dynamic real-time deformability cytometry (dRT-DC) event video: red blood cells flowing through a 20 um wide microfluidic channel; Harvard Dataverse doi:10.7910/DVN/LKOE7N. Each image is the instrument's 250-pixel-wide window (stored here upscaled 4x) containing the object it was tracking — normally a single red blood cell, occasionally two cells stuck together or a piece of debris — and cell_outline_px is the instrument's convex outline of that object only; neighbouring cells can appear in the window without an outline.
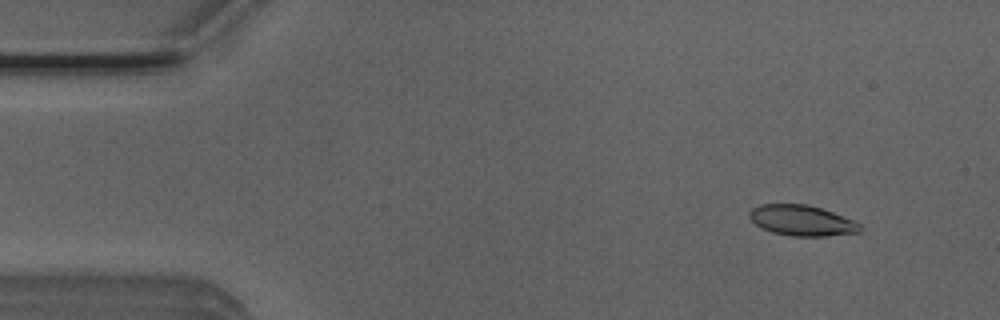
{"species": "Egyptian fruit bat (a non-hibernating species)", "species_latin": "Rousettus aegyptiacus", "temperature_condition": "room temperature", "stored_images_in_passage": 30, "camera_frame_rate_fps": 3000, "um_per_image_px": 0.085, "animal": {"sex": "male"}, "frame": {"image": 1, "passage_image": 5, "time_ms": 1.333, "image_size_px": [1000, 320], "cell_outline_px": [[864, 228], [860, 232], [824, 236], [792, 236], [772, 232], [756, 224], [748, 216], [748, 212], [752, 208], [760, 204], [808, 204], [832, 212], [852, 220], [860, 224]], "centroid_in_image_um": [68.15, 18.74], "position_along_channel_um": 16.8, "area_um2": 19.59}}
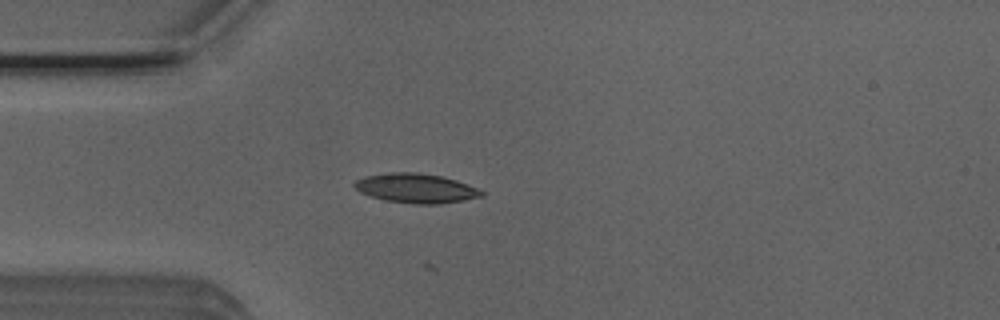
{"frame": {"image": 2, "passage_image": 14, "time_ms": 4.333, "image_size_px": [1000, 320], "cell_outline_px": [[484, 196], [464, 200], [440, 204], [412, 204], [384, 200], [360, 192], [352, 184], [356, 180], [364, 176], [392, 172], [420, 172], [440, 176], [456, 180], [468, 184], [484, 192]], "centroid_in_image_um": [35.36, 16.0], "position_along_channel_um": 49.6, "area_um2": 21.85}}
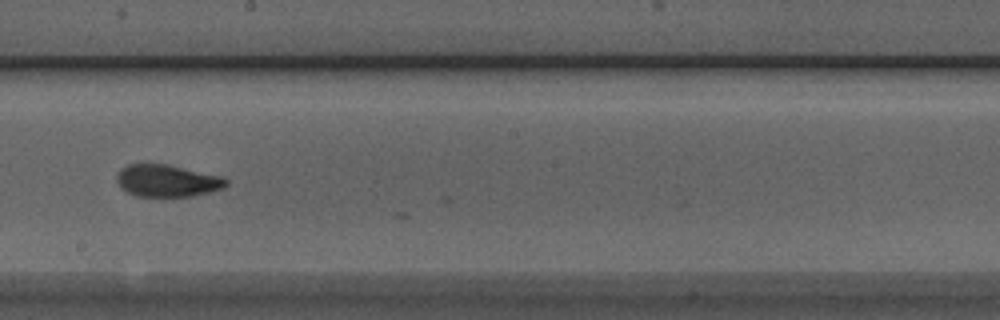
{"frame": {"image": 3, "passage_image": 29, "time_ms": 9.333, "image_size_px": [1000, 320], "cell_outline_px": [[228, 184], [224, 188], [192, 196], [136, 196], [120, 188], [116, 180], [116, 176], [120, 168], [128, 164], [168, 164], [224, 176], [228, 180]], "centroid_in_image_um": [14.22, 15.35], "position_along_channel_um": 234.0, "area_um2": 20.69}}